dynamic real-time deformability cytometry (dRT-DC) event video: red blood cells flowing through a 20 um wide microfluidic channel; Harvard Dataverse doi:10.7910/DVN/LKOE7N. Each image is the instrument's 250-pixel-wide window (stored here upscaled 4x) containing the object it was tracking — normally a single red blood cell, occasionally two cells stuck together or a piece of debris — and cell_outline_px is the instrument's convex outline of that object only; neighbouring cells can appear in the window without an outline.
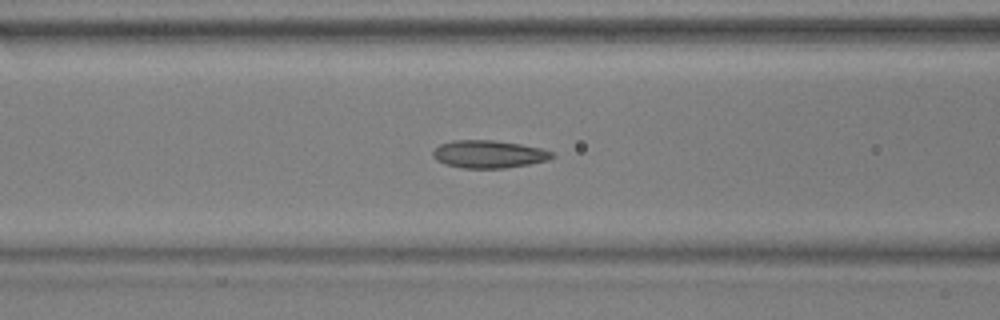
{"species": "common noctule bat (a hibernating species)", "species_latin": "Nyctalus noctula", "temperature_condition": "warm", "stored_images_in_passage": 48, "camera_frame_rate_fps": 3000, "um_per_image_px": 0.085, "animal": {"sex": "male", "body_mass_g": 17.9, "forearm_length_mm": 54.2}, "frame": {"image": 1, "passage_image": 15, "time_ms": 4.667, "image_size_px": [1000, 320], "cell_outline_px": [[556, 156], [548, 160], [528, 164], [504, 168], [460, 168], [444, 164], [436, 160], [432, 156], [432, 152], [440, 144], [452, 140], [492, 140], [520, 144], [540, 148], [552, 152]], "centroid_in_image_um": [41.51, 13.11], "position_along_channel_um": 125.1, "area_um2": 19.25}}
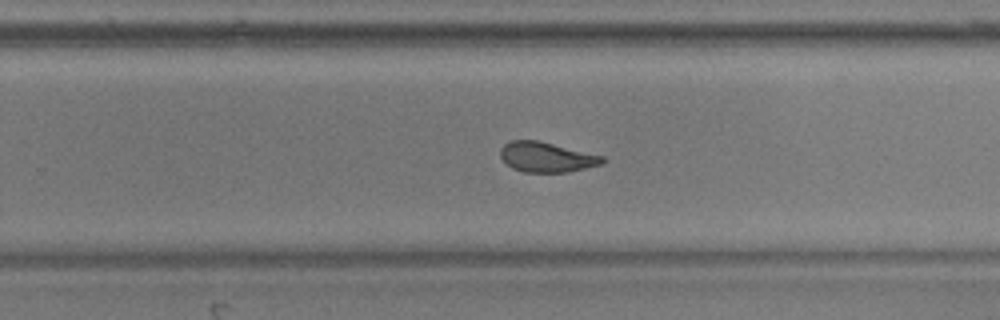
{"frame": {"image": 2, "passage_image": 28, "time_ms": 9.0, "image_size_px": [1000, 320], "cell_outline_px": [[604, 160], [600, 164], [568, 172], [524, 172], [512, 168], [500, 156], [500, 148], [508, 140], [536, 140], [604, 156]], "centroid_in_image_um": [46.41, 13.35], "position_along_channel_um": 283.4, "area_um2": 17.63}}
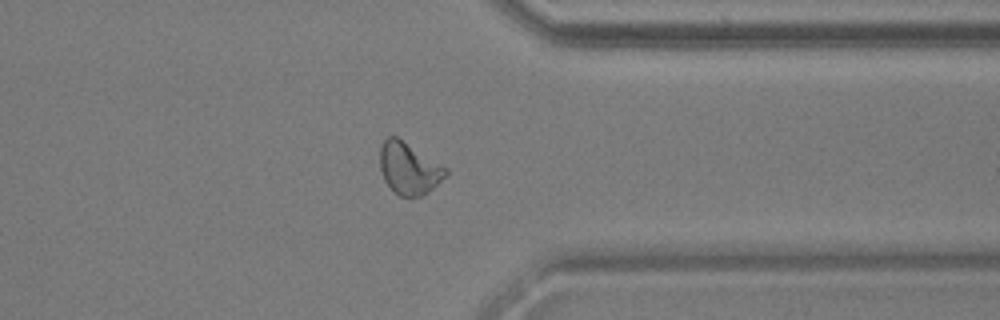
{"frame": {"image": 3, "passage_image": 36, "time_ms": 11.667, "image_size_px": [1000, 320], "cell_outline_px": [[448, 172], [424, 196], [400, 196], [384, 180], [380, 168], [380, 148], [384, 140], [388, 136], [396, 136], [448, 168]], "centroid_in_image_um": [34.75, 14.3], "position_along_channel_um": 376.7, "area_um2": 19.54}, "authors_computed_cell_mechanics": {"area_um2": 19.1607, "velocity_mm_per_s": 3.6608, "shape_relaxation_time_tau1_ms": 9.6418, "shape_relaxation_time_tau2_ms": 1.4912, "deformation_change_tau1": 0.1962, "deformation_change_tau2": 0.0834}}